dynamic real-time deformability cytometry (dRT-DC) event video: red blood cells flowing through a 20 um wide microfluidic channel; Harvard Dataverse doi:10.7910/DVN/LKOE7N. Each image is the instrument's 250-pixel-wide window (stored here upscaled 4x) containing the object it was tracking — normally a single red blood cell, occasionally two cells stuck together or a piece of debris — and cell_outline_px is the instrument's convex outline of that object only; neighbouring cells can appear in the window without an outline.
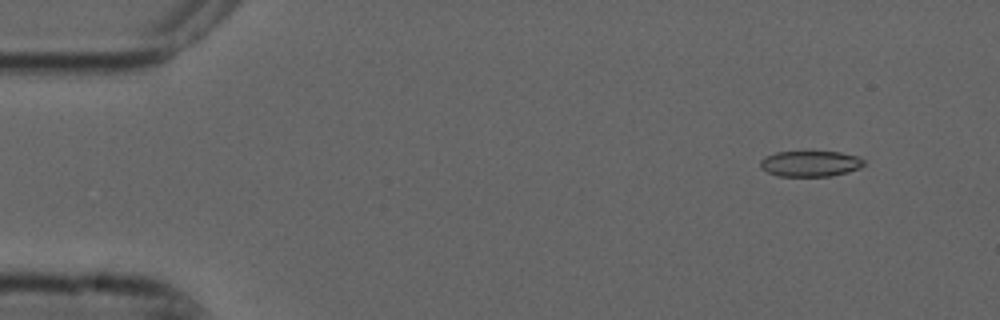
{"species": "common noctule bat (a hibernating species)", "species_latin": "Nyctalus noctula", "temperature_condition": "cold", "stored_images_in_passage": 4, "camera_frame_rate_fps": 3000, "um_per_image_px": 0.085, "animal": {"sex": "male", "forearm_length_mm": 52.5}, "frame": {"image": 1, "passage_image": 2, "time_ms": 0.333, "image_size_px": [1000, 320], "cell_outline_px": [[864, 164], [860, 168], [848, 172], [832, 176], [780, 176], [768, 172], [760, 168], [760, 160], [764, 156], [776, 152], [840, 152], [856, 156], [864, 160]], "centroid_in_image_um": [68.86, 13.91], "position_along_channel_um": 16.1, "area_um2": 15.55}}